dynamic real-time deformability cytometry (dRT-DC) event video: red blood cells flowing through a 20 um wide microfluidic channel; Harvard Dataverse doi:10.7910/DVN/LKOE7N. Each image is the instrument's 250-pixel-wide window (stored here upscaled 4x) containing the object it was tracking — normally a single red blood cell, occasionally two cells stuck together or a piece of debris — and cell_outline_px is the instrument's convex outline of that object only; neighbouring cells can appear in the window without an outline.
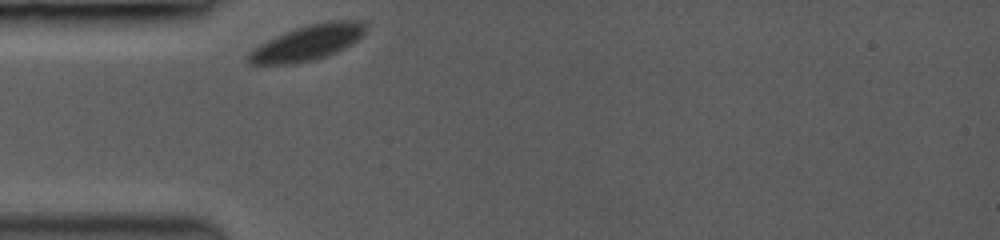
{"species": "common noctule bat (a hibernating species)", "species_latin": "Nyctalus noctula", "temperature_condition": "room temperature", "stored_images_in_passage": 36, "camera_frame_rate_fps": 3500, "um_per_image_px": 0.085, "animal": {"sex": "female", "body_mass_g": 19.0, "forearm_length_mm": 53.3}, "frame": {"image": 1, "passage_image": 1, "time_ms": 0.0, "image_size_px": [1000, 240], "cell_outline_px": [[368, 28], [364, 36], [352, 44], [328, 56], [296, 64], [252, 64], [248, 60], [248, 52], [252, 48], [276, 36], [296, 28], [308, 24], [328, 20], [360, 20]], "centroid_in_image_um": [26.2, 3.62], "position_along_channel_um": 58.8, "area_um2": 24.28}}
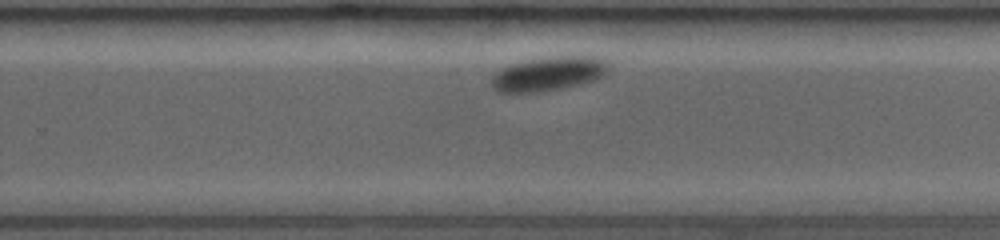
{"frame": {"image": 2, "passage_image": 24, "time_ms": 6.571, "image_size_px": [1000, 240], "cell_outline_px": [[608, 68], [600, 76], [592, 80], [556, 88], [528, 92], [500, 92], [492, 84], [492, 76], [504, 68], [516, 64], [532, 60], [556, 56], [604, 56], [608, 64]], "centroid_in_image_um": [46.68, 6.24], "position_along_channel_um": 283.1, "area_um2": 22.08}}
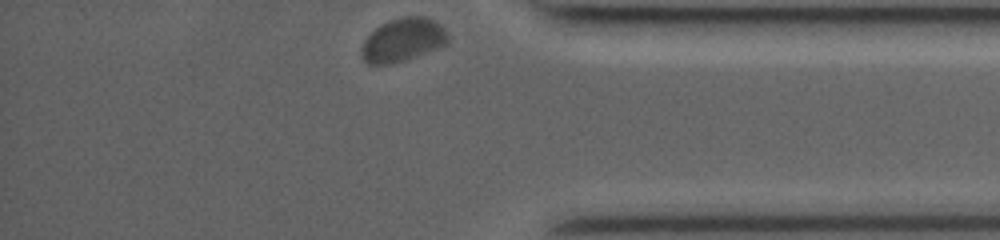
{"frame": {"image": 3, "passage_image": 36, "time_ms": 10.0, "image_size_px": [1000, 240], "cell_outline_px": [[448, 40], [444, 44], [436, 48], [404, 60], [392, 64], [368, 64], [364, 60], [364, 40], [376, 28], [392, 20], [404, 16], [424, 16], [440, 24], [448, 32]], "centroid_in_image_um": [34.28, 3.38], "position_along_channel_um": 400.9, "area_um2": 21.1}, "authors_computed_cell_mechanics": {"area_um2": 23.5824, "velocity_mm_per_s": 3.4922, "shape_relaxation_time_tau1_ms": 0.5421, "shape_relaxation_time_tau2_ms": null, "deformation_change_tau1": 0.0544, "deformation_change_tau2": null}}